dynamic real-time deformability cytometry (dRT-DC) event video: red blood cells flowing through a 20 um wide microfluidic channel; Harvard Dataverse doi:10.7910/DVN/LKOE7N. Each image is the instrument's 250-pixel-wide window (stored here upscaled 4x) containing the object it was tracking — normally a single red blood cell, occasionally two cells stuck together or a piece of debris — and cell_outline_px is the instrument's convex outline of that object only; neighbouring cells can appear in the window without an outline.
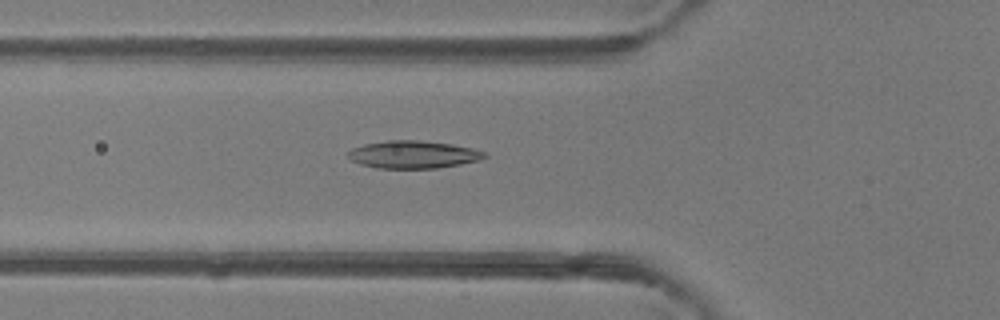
{"species": "common noctule bat (a hibernating species)", "species_latin": "Nyctalus noctula", "temperature_condition": "room temperature", "stored_images_in_passage": 49, "camera_frame_rate_fps": 3000, "um_per_image_px": 0.085, "animal": {"sex": "female"}, "frame": {"image": 1, "passage_image": 18, "time_ms": 5.667, "image_size_px": [1000, 320], "cell_outline_px": [[488, 156], [480, 160], [460, 164], [436, 168], [376, 168], [360, 164], [352, 160], [348, 156], [348, 152], [352, 148], [364, 144], [388, 140], [420, 140], [452, 144], [472, 148], [484, 152]], "centroid_in_image_um": [35.12, 13.13], "position_along_channel_um": 90.7, "area_um2": 21.91}}
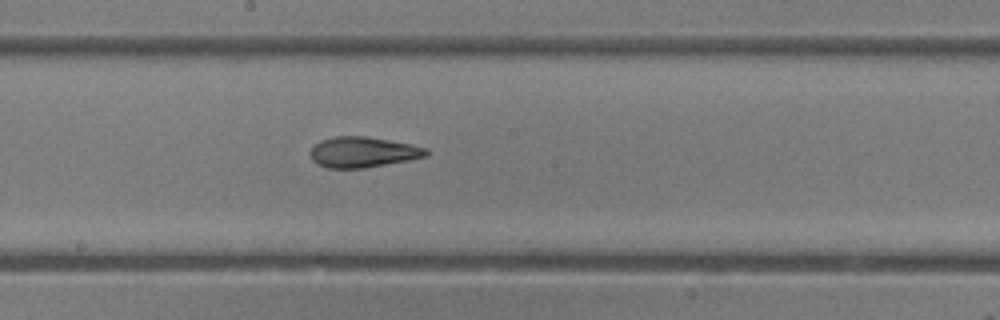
{"frame": {"image": 2, "passage_image": 27, "time_ms": 8.667, "image_size_px": [1000, 320], "cell_outline_px": [[428, 156], [408, 160], [364, 168], [328, 168], [316, 164], [312, 160], [308, 152], [320, 140], [336, 136], [368, 136], [428, 148]], "centroid_in_image_um": [30.81, 12.93], "position_along_channel_um": 217.4, "area_um2": 20.63}}
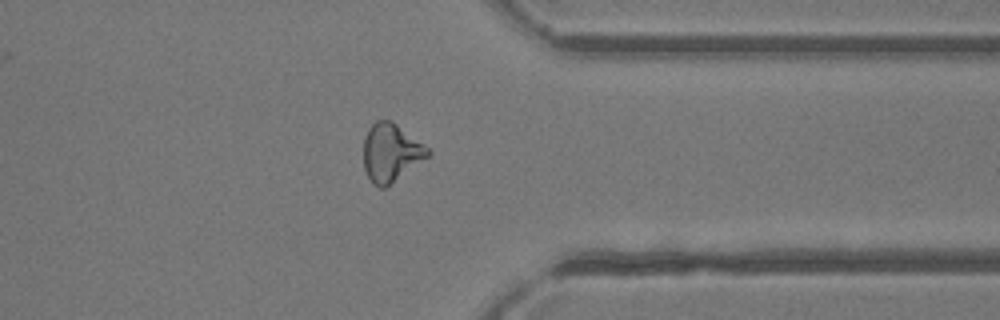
{"frame": {"image": 3, "passage_image": 39, "time_ms": 12.667, "image_size_px": [1000, 320], "cell_outline_px": [[432, 152], [428, 156], [384, 188], [380, 188], [368, 176], [364, 168], [364, 140], [368, 128], [376, 120], [392, 120], [428, 148]], "centroid_in_image_um": [33.21, 12.94], "position_along_channel_um": 378.2, "area_um2": 21.21}, "authors_computed_cell_mechanics": {"area_um2": 21.386, "velocity_mm_per_s": 4.1912, "shape_relaxation_time_tau1_ms": 6.5019, "shape_relaxation_time_tau2_ms": 2.7586, "deformation_change_tau1": 0.1727, "deformation_change_tau2": 0.1198}}